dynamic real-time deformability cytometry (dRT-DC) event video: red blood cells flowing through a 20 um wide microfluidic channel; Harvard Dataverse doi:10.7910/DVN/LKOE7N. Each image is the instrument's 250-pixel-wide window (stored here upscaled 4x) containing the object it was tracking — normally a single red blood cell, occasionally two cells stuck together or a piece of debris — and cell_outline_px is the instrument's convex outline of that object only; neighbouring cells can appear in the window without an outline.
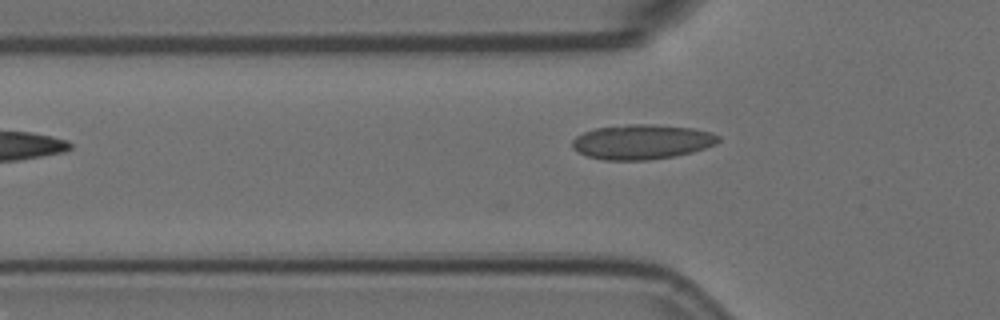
{"species": "Egyptian fruit bat (a non-hibernating species)", "species_latin": "Rousettus aegyptiacus", "temperature_condition": "room temperature", "stored_images_in_passage": 33, "camera_frame_rate_fps": 3000, "um_per_image_px": 0.085, "animal": {"sex": "female"}, "frame": {"image": 1, "passage_image": 2, "time_ms": 0.333, "image_size_px": [1000, 320], "cell_outline_px": [[720, 140], [716, 144], [692, 152], [672, 156], [648, 160], [604, 160], [588, 156], [572, 148], [572, 140], [576, 136], [584, 132], [596, 128], [628, 124], [652, 124], [692, 128], [712, 132], [720, 136]], "centroid_in_image_um": [54.57, 12.05], "position_along_channel_um": 71.2, "area_um2": 29.54}}
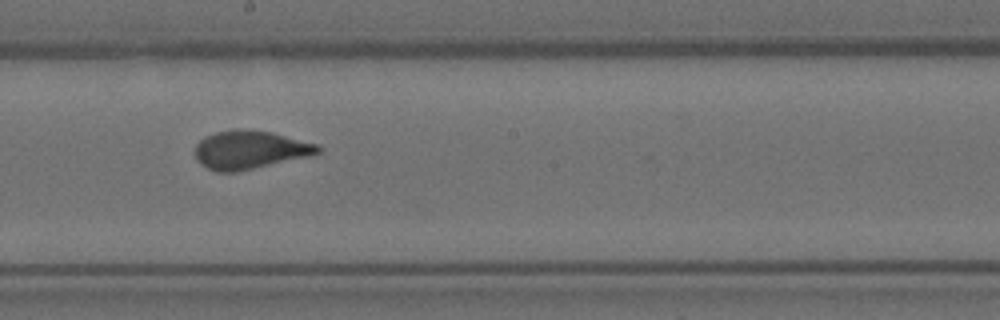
{"frame": {"image": 2, "passage_image": 15, "time_ms": 4.667, "image_size_px": [1000, 320], "cell_outline_px": [[320, 152], [312, 156], [236, 172], [216, 172], [208, 168], [196, 156], [196, 144], [204, 136], [216, 132], [232, 128], [236, 128], [272, 132], [320, 144]], "centroid_in_image_um": [21.29, 12.72], "position_along_channel_um": 226.9, "area_um2": 27.57}}
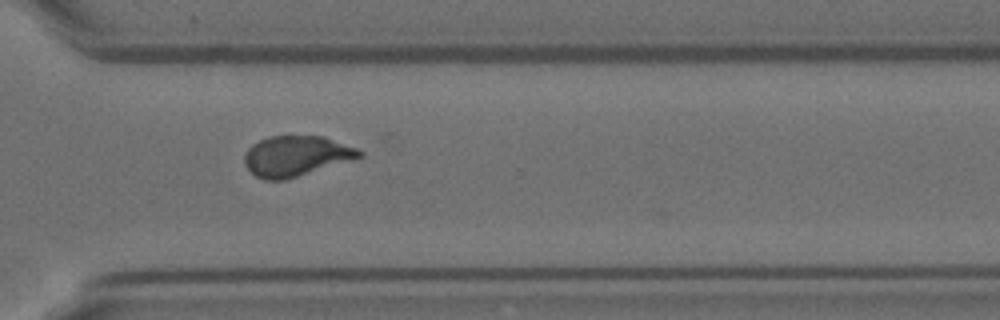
{"frame": {"image": 3, "passage_image": 25, "time_ms": 8.0, "image_size_px": [1000, 320], "cell_outline_px": [[364, 156], [284, 180], [264, 180], [256, 176], [244, 164], [244, 152], [252, 144], [268, 136], [324, 136], [356, 148], [364, 152]], "centroid_in_image_um": [25.14, 13.25], "position_along_channel_um": 345.5, "area_um2": 26.88}, "authors_computed_cell_mechanics": {"area_um2": 27.3394, "velocity_mm_per_s": 3.5688, "shape_relaxation_time_tau1_ms": 7.348, "shape_relaxation_time_tau2_ms": null, "deformation_change_tau1": 0.1907, "deformation_change_tau2": null}}